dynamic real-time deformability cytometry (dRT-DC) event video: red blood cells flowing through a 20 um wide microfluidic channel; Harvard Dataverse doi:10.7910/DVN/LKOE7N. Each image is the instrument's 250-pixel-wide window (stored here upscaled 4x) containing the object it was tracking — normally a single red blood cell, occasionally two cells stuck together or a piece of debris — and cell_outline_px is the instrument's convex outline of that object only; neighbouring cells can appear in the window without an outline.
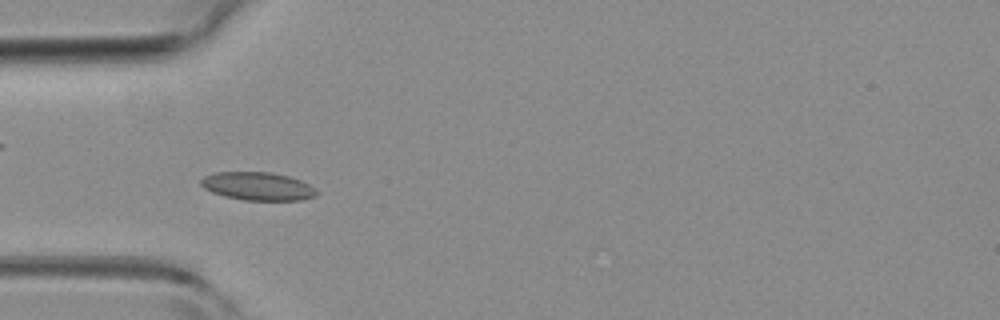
{"species": "common noctule bat (a hibernating species)", "species_latin": "Nyctalus noctula", "temperature_condition": "room temperature", "stored_images_in_passage": 30, "camera_frame_rate_fps": 3000, "um_per_image_px": 0.085, "animal": {"sex": "female", "body_mass_g": 19.3, "forearm_length_mm": 54.1}, "frame": {"image": 1, "passage_image": 4, "time_ms": 1.0, "image_size_px": [1000, 320], "cell_outline_px": [[320, 192], [316, 196], [300, 200], [244, 200], [224, 196], [212, 192], [204, 188], [200, 184], [200, 180], [204, 176], [212, 172], [272, 172], [288, 176], [300, 180], [316, 188]], "centroid_in_image_um": [21.91, 15.82], "position_along_channel_um": 63.1, "area_um2": 19.13}}
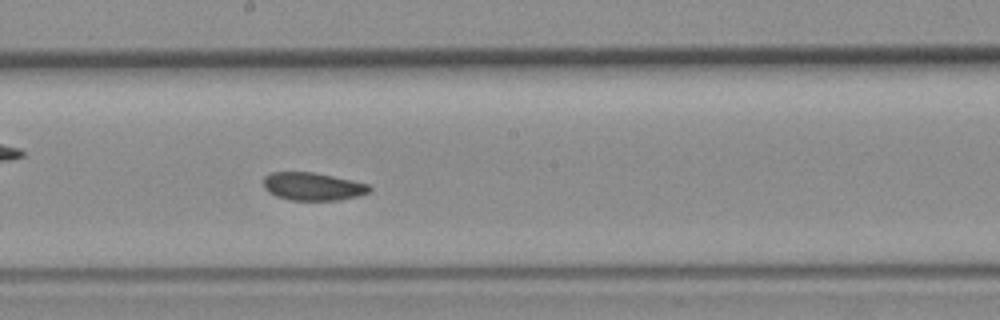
{"frame": {"image": 2, "passage_image": 15, "time_ms": 4.667, "image_size_px": [1000, 320], "cell_outline_px": [[372, 188], [368, 192], [360, 196], [340, 200], [288, 200], [276, 196], [268, 192], [264, 188], [264, 176], [272, 172], [312, 172], [352, 180], [368, 184]], "centroid_in_image_um": [26.58, 15.85], "position_along_channel_um": 221.6, "area_um2": 17.28}}
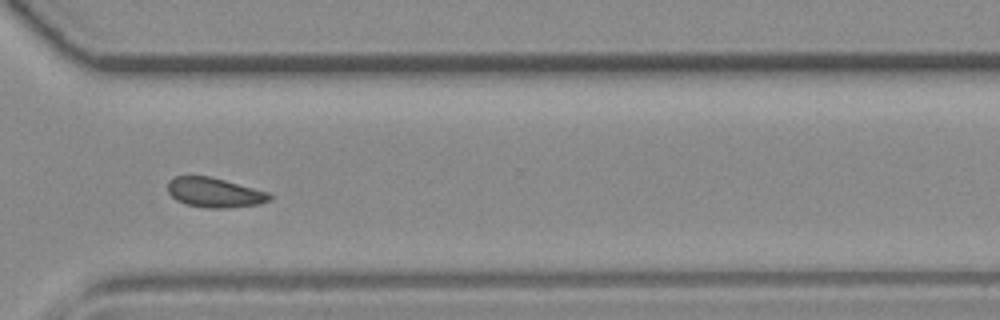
{"frame": {"image": 3, "passage_image": 24, "time_ms": 7.667, "image_size_px": [1000, 320], "cell_outline_px": [[272, 200], [260, 204], [224, 208], [208, 208], [188, 204], [176, 200], [168, 192], [168, 180], [176, 176], [212, 176], [272, 192]], "centroid_in_image_um": [18.31, 16.35], "position_along_channel_um": 352.3, "area_um2": 17.92}, "authors_computed_cell_mechanics": {"area_um2": 17.8602, "velocity_mm_per_s": 4.3572, "shape_relaxation_time_tau1_ms": 3.9393, "shape_relaxation_time_tau2_ms": 2.5406, "deformation_change_tau1": 0.0911, "deformation_change_tau2": 0.0797}}